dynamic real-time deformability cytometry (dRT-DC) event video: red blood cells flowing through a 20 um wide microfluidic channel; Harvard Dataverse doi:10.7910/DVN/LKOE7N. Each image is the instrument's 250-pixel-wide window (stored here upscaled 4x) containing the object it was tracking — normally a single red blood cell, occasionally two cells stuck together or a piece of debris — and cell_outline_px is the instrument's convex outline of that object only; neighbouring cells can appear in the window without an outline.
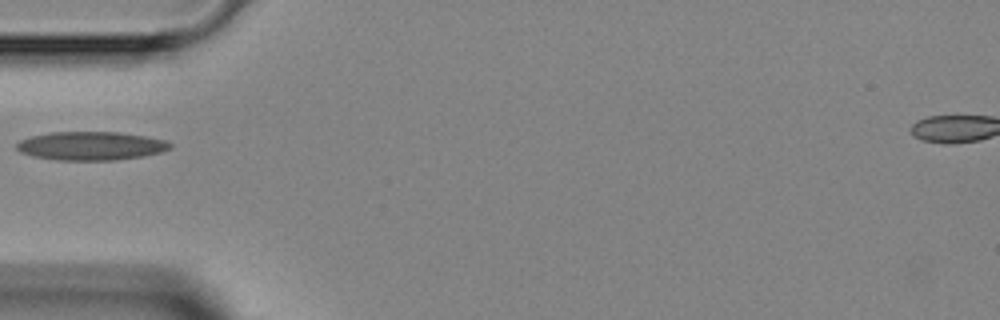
{"species": "Egyptian fruit bat (a non-hibernating species)", "species_latin": "Rousettus aegyptiacus", "temperature_condition": "room temperature", "stored_images_in_passage": 1, "camera_frame_rate_fps": 3000, "um_per_image_px": 0.085, "animal": {"sex": "female"}, "frame": {"image": 1, "passage_image": 1, "time_ms": 0.0, "image_size_px": [1000, 320], "cell_outline_px": [[172, 148], [160, 152], [144, 156], [112, 160], [56, 160], [32, 156], [20, 152], [16, 148], [16, 144], [20, 140], [32, 136], [48, 132], [120, 132], [144, 136], [164, 140], [172, 144]], "centroid_in_image_um": [7.71, 12.4], "position_along_channel_um": 77.3, "area_um2": 25.55}}